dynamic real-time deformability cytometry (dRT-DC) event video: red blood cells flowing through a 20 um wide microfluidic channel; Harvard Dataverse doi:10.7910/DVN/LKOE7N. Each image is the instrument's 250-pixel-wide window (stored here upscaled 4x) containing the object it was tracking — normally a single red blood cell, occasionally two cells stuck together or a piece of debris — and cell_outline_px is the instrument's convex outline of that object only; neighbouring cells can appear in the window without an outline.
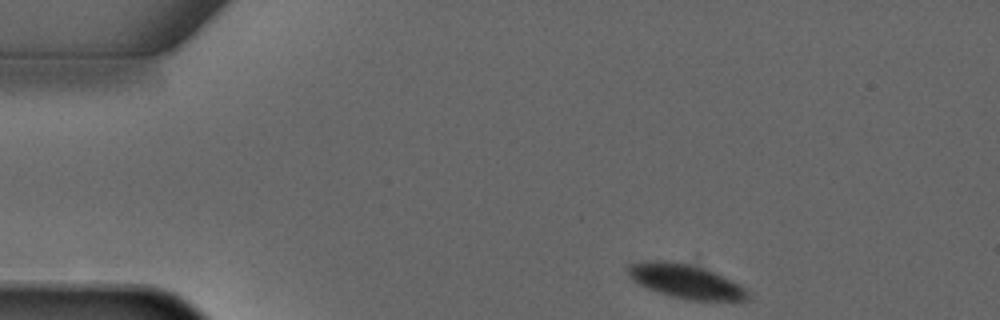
{"species": "common noctule bat (a hibernating species)", "species_latin": "Nyctalus noctula", "temperature_condition": "warm", "stored_images_in_passage": 4, "camera_frame_rate_fps": 3000, "um_per_image_px": 0.085, "animal": {"sex": "male", "forearm_length_mm": 52.5}, "frame": {"image": 1, "passage_image": 1, "time_ms": 0.0, "image_size_px": [1000, 320], "cell_outline_px": [[748, 300], [688, 300], [672, 296], [648, 288], [632, 280], [628, 272], [628, 264], [644, 260], [664, 260], [692, 264], [704, 268], [740, 284], [748, 292]], "centroid_in_image_um": [58.26, 23.89], "position_along_channel_um": 26.7, "area_um2": 23.58}}
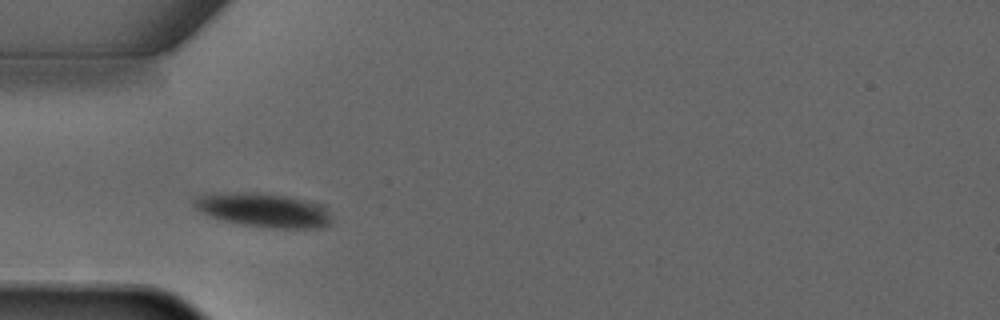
{"frame": {"image": 2, "passage_image": 3, "time_ms": 2.333, "image_size_px": [1000, 320], "cell_outline_px": [[332, 224], [320, 228], [272, 228], [244, 224], [220, 220], [208, 216], [200, 212], [192, 204], [192, 200], [196, 196], [216, 192], [260, 192], [288, 196], [324, 204], [332, 220]], "centroid_in_image_um": [22.39, 17.84], "position_along_channel_um": 62.6, "area_um2": 27.86}}